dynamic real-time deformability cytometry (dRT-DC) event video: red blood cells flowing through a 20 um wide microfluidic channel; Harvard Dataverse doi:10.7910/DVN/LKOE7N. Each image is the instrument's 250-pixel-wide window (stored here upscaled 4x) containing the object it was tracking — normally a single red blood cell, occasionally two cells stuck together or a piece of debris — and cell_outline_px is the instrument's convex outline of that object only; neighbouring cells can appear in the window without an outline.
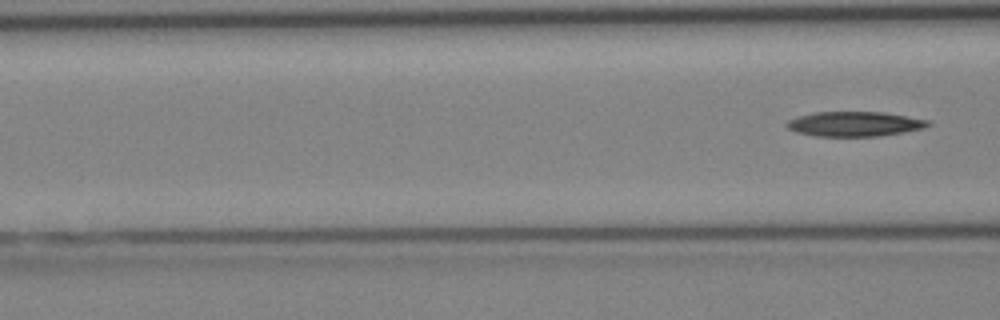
{"species": "Egyptian fruit bat (a non-hibernating species)", "species_latin": "Rousettus aegyptiacus", "temperature_condition": "cold", "stored_images_in_passage": 7, "segment_of_instrument_passage": [2, 2], "camera_frame_rate_fps": 3000, "um_per_image_px": 0.085, "animal": {"sex": "female"}, "frame": {"image": 1, "passage_image": 7, "time_ms": 7.0, "image_size_px": [1000, 320], "cell_outline_px": [[932, 124], [924, 128], [904, 132], [876, 136], [816, 136], [796, 132], [788, 128], [784, 124], [788, 120], [800, 116], [816, 112], [884, 112], [928, 120]], "centroid_in_image_um": [72.64, 10.53], "position_along_channel_um": 94.0, "area_um2": 20.29}}